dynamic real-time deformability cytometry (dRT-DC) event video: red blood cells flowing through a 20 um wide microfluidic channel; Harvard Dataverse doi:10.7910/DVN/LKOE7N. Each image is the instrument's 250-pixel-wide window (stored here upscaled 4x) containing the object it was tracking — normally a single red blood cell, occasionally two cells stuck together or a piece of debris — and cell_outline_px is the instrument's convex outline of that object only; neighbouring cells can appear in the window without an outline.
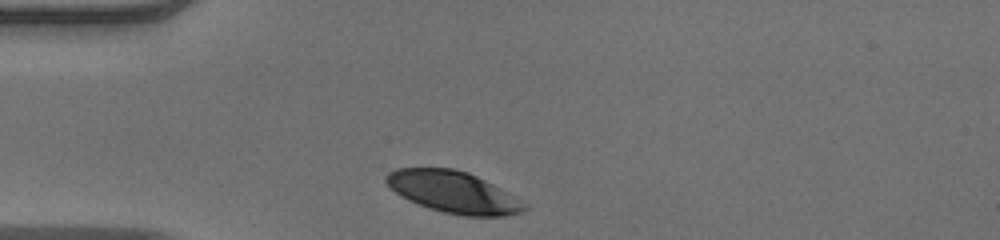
{"species": "human", "species_latin": "Homo sapiens", "temperature_condition": "warm", "stored_images_in_passage": 30, "camera_frame_rate_fps": 3000, "um_per_image_px": 0.085, "donor": {"sex": "male"}, "frame": {"image": 1, "passage_image": 1, "time_ms": 0.0, "image_size_px": [1000, 240], "cell_outline_px": [[528, 208], [520, 212], [504, 216], [464, 216], [444, 212], [408, 200], [400, 196], [384, 180], [384, 176], [388, 172], [396, 168], [452, 168], [468, 172], [516, 196], [528, 204]], "centroid_in_image_um": [38.55, 16.32], "position_along_channel_um": 46.5, "area_um2": 33.35}}
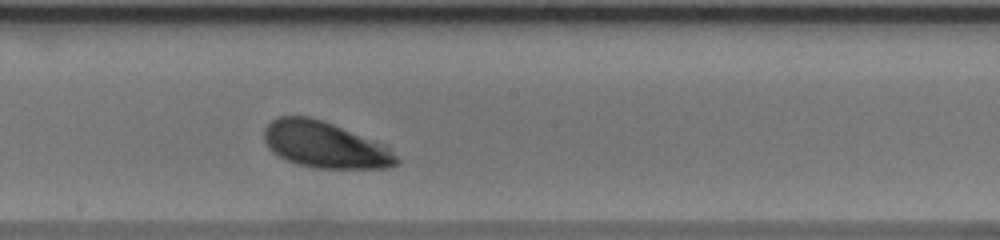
{"frame": {"image": 2, "passage_image": 16, "time_ms": 5.0, "image_size_px": [1000, 240], "cell_outline_px": [[400, 160], [396, 164], [388, 168], [316, 168], [296, 164], [272, 152], [268, 148], [264, 140], [264, 128], [272, 120], [280, 116], [308, 116], [332, 124], [388, 144]], "centroid_in_image_um": [27.65, 12.31], "position_along_channel_um": 220.5, "area_um2": 35.89}}
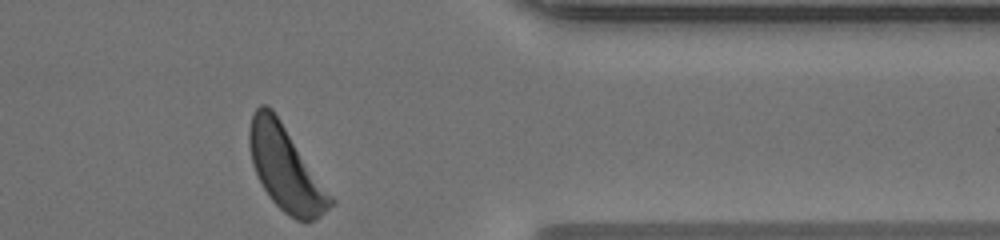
{"frame": {"image": 3, "passage_image": 30, "time_ms": 9.667, "image_size_px": [1000, 240], "cell_outline_px": [[336, 204], [316, 220], [304, 224], [288, 216], [272, 200], [264, 188], [252, 164], [248, 144], [248, 128], [252, 112], [260, 104], [268, 104], [272, 108], [336, 200]], "centroid_in_image_um": [24.3, 14.34], "position_along_channel_um": 387.1, "area_um2": 40.29}, "authors_computed_cell_mechanics": {"area_um2": 36.2117, "velocity_mm_per_s": 3.8915, "shape_relaxation_time_tau1_ms": 0.7204, "shape_relaxation_time_tau2_ms": null, "deformation_change_tau1": 0.064, "deformation_change_tau2": null}}